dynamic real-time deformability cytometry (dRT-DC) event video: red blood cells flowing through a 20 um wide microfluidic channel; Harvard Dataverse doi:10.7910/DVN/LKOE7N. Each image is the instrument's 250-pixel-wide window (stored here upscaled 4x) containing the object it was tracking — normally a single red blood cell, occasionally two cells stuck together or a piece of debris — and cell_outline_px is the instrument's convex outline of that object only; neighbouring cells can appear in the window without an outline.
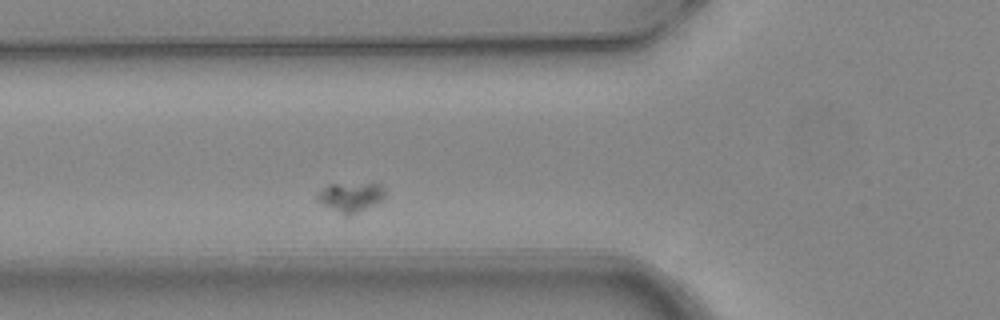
{"species": "common noctule bat (a hibernating species)", "species_latin": "Nyctalus noctula", "temperature_condition": "warm", "stored_images_in_passage": 3, "camera_frame_rate_fps": 3000, "um_per_image_px": 0.085, "animal": {"sex": "female", "body_mass_g": 24.6, "forearm_length_mm": 56.2}, "frame": {"image": 1, "passage_image": 3, "time_ms": 0.667, "image_size_px": [1000, 320], "cell_outline_px": [[384, 200], [380, 204], [348, 216], [344, 216], [316, 200], [316, 192], [328, 184], [376, 180], [384, 188]], "centroid_in_image_um": [29.87, 16.7], "position_along_channel_um": 95.9, "area_um2": 12.66}}